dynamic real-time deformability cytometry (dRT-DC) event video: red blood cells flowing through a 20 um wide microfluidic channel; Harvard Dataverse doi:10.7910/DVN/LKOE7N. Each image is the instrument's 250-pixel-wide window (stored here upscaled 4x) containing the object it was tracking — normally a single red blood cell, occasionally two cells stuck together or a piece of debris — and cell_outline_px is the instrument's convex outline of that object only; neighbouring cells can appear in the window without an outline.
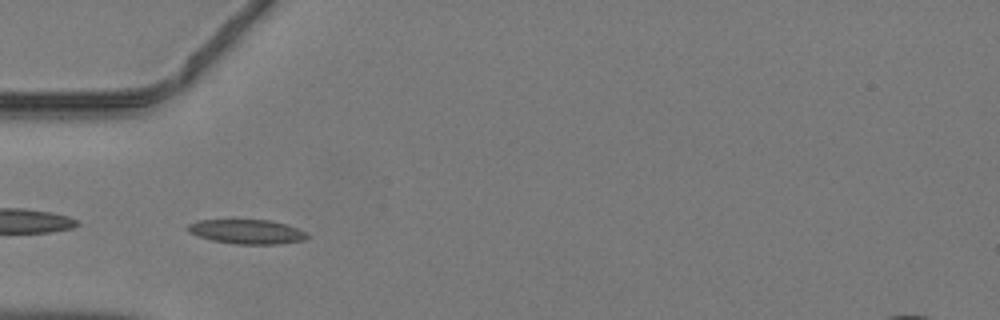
{"species": "common noctule bat (a hibernating species)", "species_latin": "Nyctalus noctula", "temperature_condition": "warm", "stored_images_in_passage": 34, "camera_frame_rate_fps": 3000, "um_per_image_px": 0.085, "animal": {"sex": "male", "body_mass_g": 19.2, "forearm_length_mm": 51.8}, "frame": {"image": 1, "passage_image": 3, "time_ms": 0.667, "image_size_px": [1000, 320], "cell_outline_px": [[308, 236], [304, 240], [280, 244], [236, 244], [212, 240], [188, 232], [188, 224], [200, 220], [268, 220], [284, 224], [296, 228], [304, 232]], "centroid_in_image_um": [20.97, 19.7], "position_along_channel_um": 64.0, "area_um2": 16.65}}
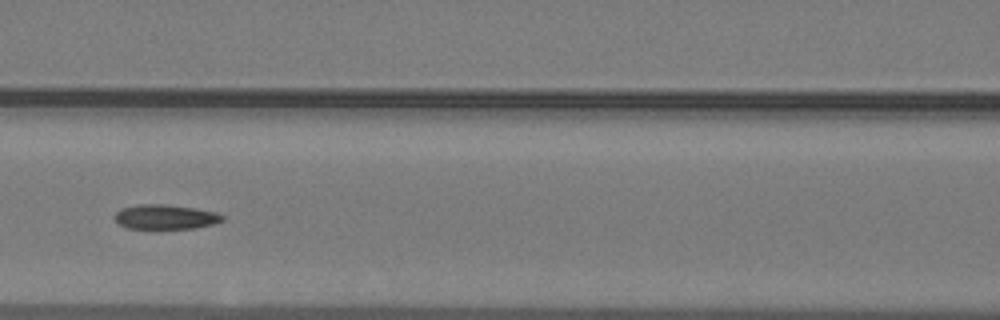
{"frame": {"image": 2, "passage_image": 9, "time_ms": 2.667, "image_size_px": [1000, 320], "cell_outline_px": [[224, 220], [216, 224], [192, 228], [128, 228], [120, 224], [112, 216], [120, 208], [136, 204], [164, 204], [192, 208], [216, 212], [224, 216]], "centroid_in_image_um": [14.04, 18.43], "position_along_channel_um": 152.6, "area_um2": 15.43}}
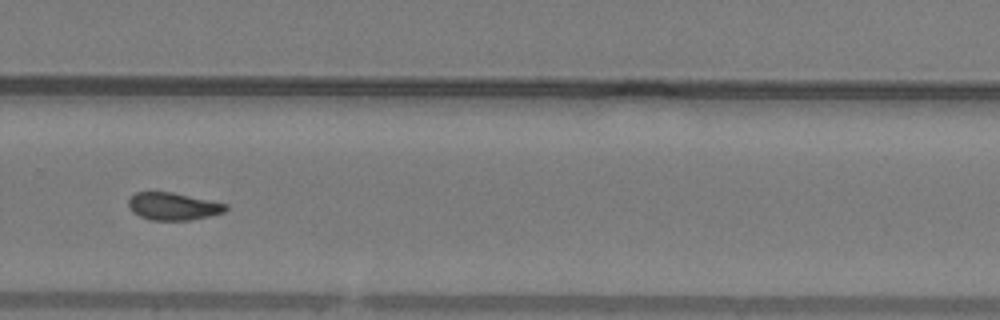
{"frame": {"image": 3, "passage_image": 20, "time_ms": 6.333, "image_size_px": [1000, 320], "cell_outline_px": [[228, 208], [224, 212], [192, 220], [152, 220], [140, 216], [132, 212], [128, 208], [128, 200], [136, 192], [172, 192], [228, 204]], "centroid_in_image_um": [14.71, 17.54], "position_along_channel_um": 315.1, "area_um2": 15.55}}